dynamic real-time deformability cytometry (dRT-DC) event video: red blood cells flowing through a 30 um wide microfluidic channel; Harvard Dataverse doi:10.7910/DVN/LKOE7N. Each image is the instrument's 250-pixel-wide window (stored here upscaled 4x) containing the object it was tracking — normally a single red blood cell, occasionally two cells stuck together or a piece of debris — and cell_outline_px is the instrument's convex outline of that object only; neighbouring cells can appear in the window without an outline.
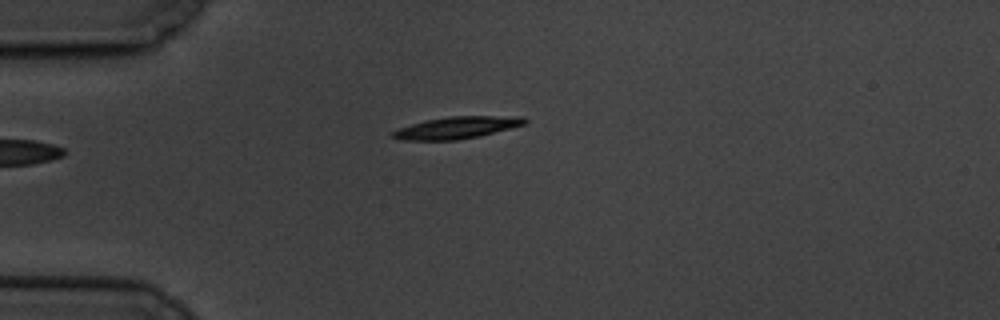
{"species": "common noctule bat (a hibernating species)", "species_latin": "Nyctalus noctula", "temperature_condition": "cold", "stored_images_in_passage": 2, "camera_frame_rate_fps": 3000, "um_per_image_px": 0.085, "animal": {"sex": "male", "body_mass_g": 19.5, "forearm_length_mm": 54.6}, "frame": {"image": 1, "passage_image": 2, "time_ms": 1.333, "image_size_px": [1000, 320], "cell_outline_px": [[528, 120], [524, 124], [480, 136], [456, 140], [400, 140], [392, 136], [392, 132], [400, 128], [424, 120], [448, 116], [524, 116]], "centroid_in_image_um": [38.84, 10.84], "position_along_channel_um": 46.2, "area_um2": 16.82}}